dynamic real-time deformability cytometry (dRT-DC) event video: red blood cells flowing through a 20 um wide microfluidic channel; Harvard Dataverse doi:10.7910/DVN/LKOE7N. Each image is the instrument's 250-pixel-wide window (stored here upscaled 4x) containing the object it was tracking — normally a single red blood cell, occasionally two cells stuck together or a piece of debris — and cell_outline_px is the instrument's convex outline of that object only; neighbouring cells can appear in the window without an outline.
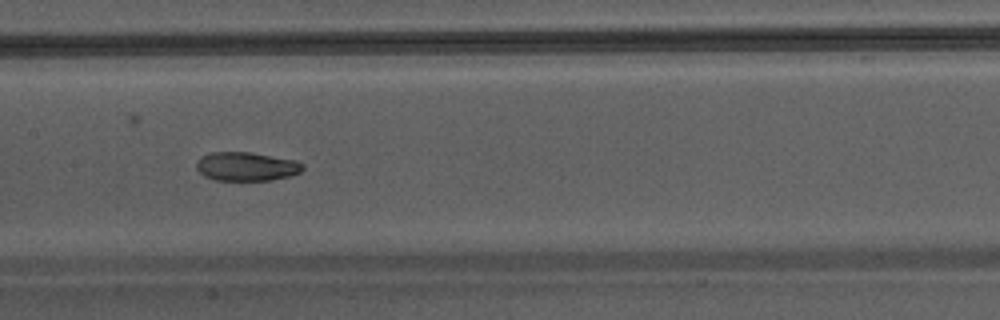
{"species": "Egyptian fruit bat (a non-hibernating species)", "species_latin": "Rousettus aegyptiacus", "temperature_condition": "warm", "stored_images_in_passage": 42, "camera_frame_rate_fps": 3000, "um_per_image_px": 0.085, "animal": {"sex": "male"}, "frame": {"image": 1, "passage_image": 19, "time_ms": 6.0, "image_size_px": [1000, 320], "cell_outline_px": [[304, 168], [300, 172], [292, 176], [272, 180], [216, 180], [204, 176], [196, 168], [196, 160], [200, 156], [212, 152], [248, 152], [296, 160], [304, 164]], "centroid_in_image_um": [20.95, 14.15], "position_along_channel_um": 186.5, "area_um2": 17.98}}